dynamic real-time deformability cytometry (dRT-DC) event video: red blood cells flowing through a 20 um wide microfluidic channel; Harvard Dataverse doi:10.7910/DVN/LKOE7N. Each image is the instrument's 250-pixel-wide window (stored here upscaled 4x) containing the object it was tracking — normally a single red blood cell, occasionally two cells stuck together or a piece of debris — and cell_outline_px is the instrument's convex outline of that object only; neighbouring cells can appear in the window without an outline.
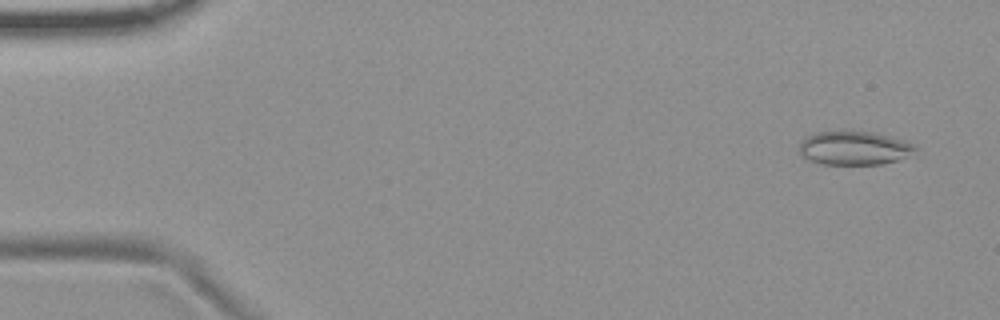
{"species": "common noctule bat (a hibernating species)", "species_latin": "Nyctalus noctula", "temperature_condition": "room temperature", "stored_images_in_passage": 53, "camera_frame_rate_fps": 3000, "um_per_image_px": 0.085, "animal": {"sex": "female", "body_mass_g": 19.9}, "frame": {"image": 1, "passage_image": 3, "time_ms": 0.667, "image_size_px": [1000, 320], "cell_outline_px": [[920, 148], [896, 160], [880, 164], [820, 164], [800, 156], [800, 140], [804, 136], [816, 132], [852, 128], [892, 136], [904, 140]], "centroid_in_image_um": [72.53, 12.53], "position_along_channel_um": 12.5, "area_um2": 23.47}}
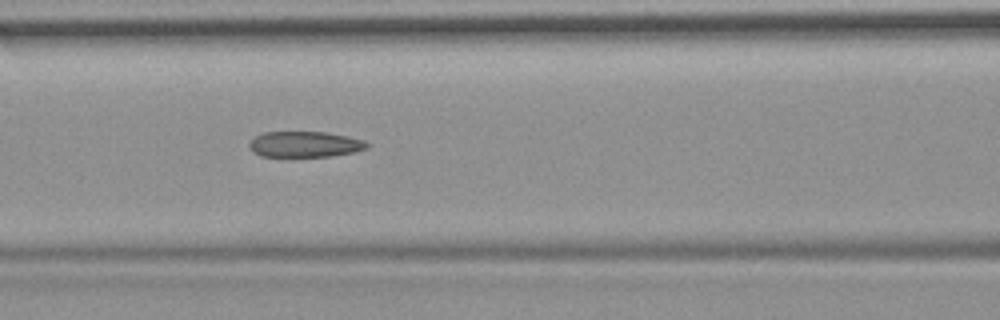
{"frame": {"image": 2, "passage_image": 23, "time_ms": 7.333, "image_size_px": [1000, 320], "cell_outline_px": [[372, 144], [368, 148], [356, 152], [332, 156], [260, 156], [252, 152], [248, 144], [256, 136], [264, 132], [324, 132], [348, 136], [364, 140]], "centroid_in_image_um": [25.96, 12.27], "position_along_channel_um": 140.6, "area_um2": 17.8}}
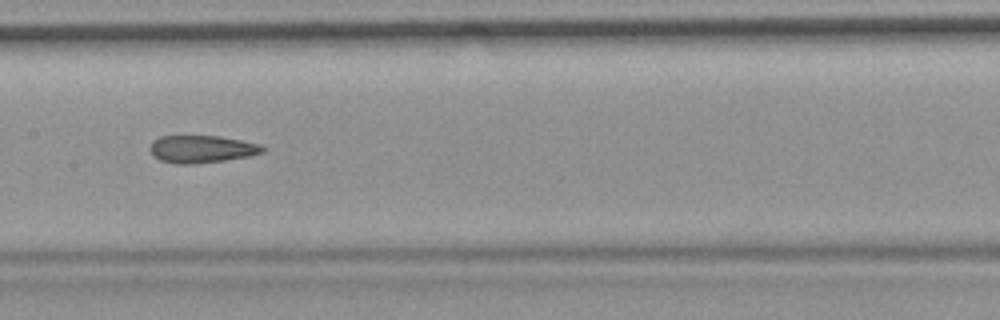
{"frame": {"image": 3, "passage_image": 27, "time_ms": 8.667, "image_size_px": [1000, 320], "cell_outline_px": [[264, 152], [248, 156], [224, 160], [196, 164], [176, 164], [160, 160], [152, 156], [148, 148], [152, 140], [160, 136], [220, 136], [260, 144], [264, 148]], "centroid_in_image_um": [17.08, 12.67], "position_along_channel_um": 190.3, "area_um2": 18.15}, "authors_computed_cell_mechanics": {"area_um2": 18.9006, "velocity_mm_per_s": 3.731, "shape_relaxation_time_tau1_ms": null, "shape_relaxation_time_tau2_ms": 3.892, "deformation_change_tau1": null, "deformation_change_tau2": 0.1252}}